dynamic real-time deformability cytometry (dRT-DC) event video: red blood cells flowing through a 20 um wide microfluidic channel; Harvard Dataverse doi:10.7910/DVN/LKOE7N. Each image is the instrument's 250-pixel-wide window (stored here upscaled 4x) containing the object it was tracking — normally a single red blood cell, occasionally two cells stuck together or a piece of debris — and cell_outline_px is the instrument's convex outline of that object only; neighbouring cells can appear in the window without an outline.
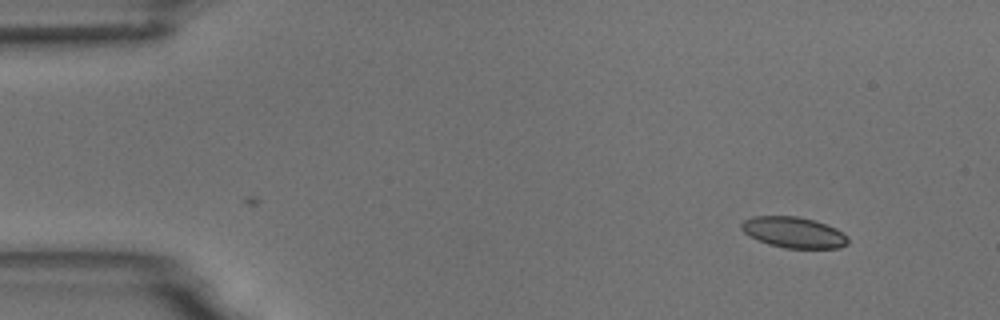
{"species": "common noctule bat (a hibernating species)", "species_latin": "Nyctalus noctula", "temperature_condition": "room temperature", "stored_images_in_passage": 2, "camera_frame_rate_fps": 3000, "um_per_image_px": 0.085, "animal": {"sex": "male", "body_mass_g": 18.8}, "frame": {"image": 1, "passage_image": 2, "time_ms": 2.0, "image_size_px": [1000, 320], "cell_outline_px": [[848, 244], [840, 248], [784, 248], [768, 244], [748, 236], [740, 228], [740, 224], [744, 220], [752, 216], [796, 216], [816, 220], [836, 228], [848, 236]], "centroid_in_image_um": [67.46, 19.75], "position_along_channel_um": 17.5, "area_um2": 19.42}}